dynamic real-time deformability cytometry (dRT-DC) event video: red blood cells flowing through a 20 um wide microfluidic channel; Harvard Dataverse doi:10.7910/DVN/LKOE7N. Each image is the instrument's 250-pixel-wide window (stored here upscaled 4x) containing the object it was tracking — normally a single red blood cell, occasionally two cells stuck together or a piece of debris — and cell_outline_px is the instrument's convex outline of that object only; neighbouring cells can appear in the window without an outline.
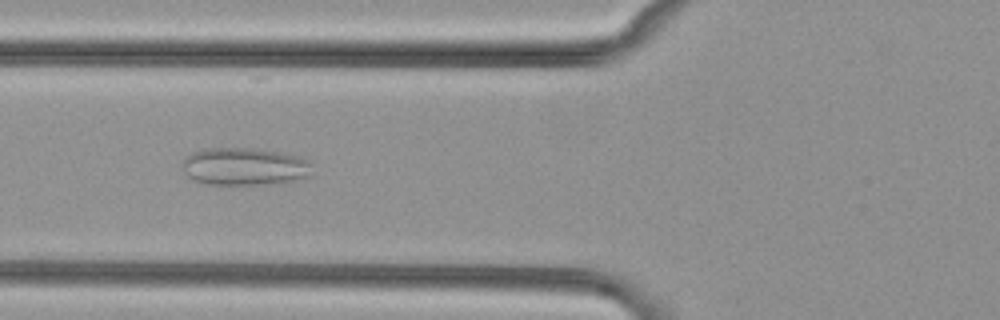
{"species": "common noctule bat (a hibernating species)", "species_latin": "Nyctalus noctula", "temperature_condition": "cold", "stored_images_in_passage": 48, "camera_frame_rate_fps": 3000, "um_per_image_px": 0.085, "animal": {"sex": "female", "body_mass_g": 29.2, "forearm_length_mm": 56.3}, "frame": {"image": 1, "passage_image": 15, "time_ms": 4.667, "image_size_px": [1000, 320], "cell_outline_px": [[312, 176], [284, 184], [208, 184], [196, 180], [188, 176], [184, 172], [184, 156], [192, 152], [204, 148], [256, 148], [280, 152], [300, 156], [312, 160]], "centroid_in_image_um": [20.89, 14.15], "position_along_channel_um": 104.9, "area_um2": 29.07}}
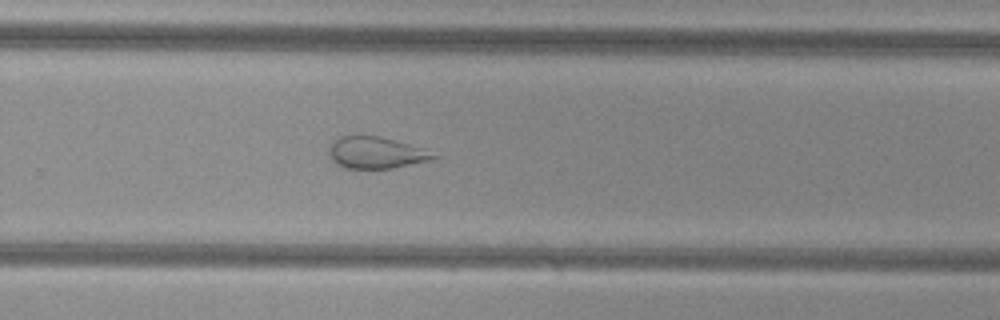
{"frame": {"image": 2, "passage_image": 30, "time_ms": 9.667, "image_size_px": [1000, 320], "cell_outline_px": [[444, 156], [432, 160], [392, 168], [344, 168], [336, 164], [328, 156], [328, 148], [340, 136], [380, 136], [424, 148]], "centroid_in_image_um": [32.02, 12.99], "position_along_channel_um": 297.8, "area_um2": 19.48}}
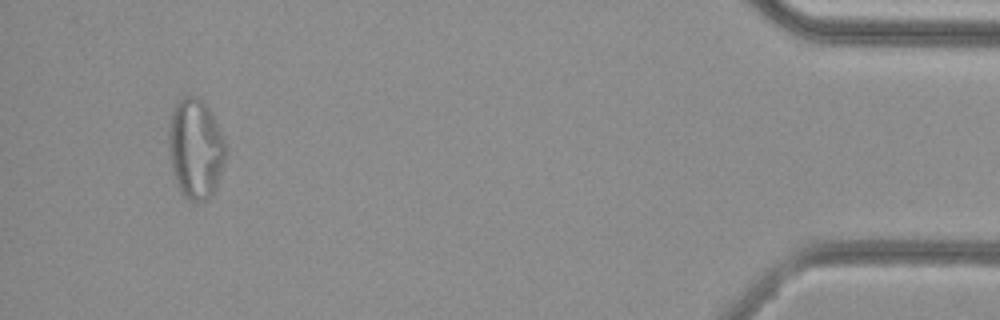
{"frame": {"image": 3, "passage_image": 45, "time_ms": 14.667, "image_size_px": [1000, 320], "cell_outline_px": [[228, 152], [216, 188], [204, 200], [196, 204], [188, 200], [180, 192], [176, 184], [172, 172], [168, 156], [168, 124], [172, 108], [180, 96], [196, 96], [204, 100], [228, 144]], "centroid_in_image_um": [16.61, 12.62], "position_along_channel_um": 418.6, "area_um2": 34.39}, "authors_computed_cell_mechanics": {"area_um2": 29.0734, "velocity_mm_per_s": 3.8565, "shape_relaxation_time_tau1_ms": null, "shape_relaxation_time_tau2_ms": 1.2746, "deformation_change_tau1": null, "deformation_change_tau2": 0.0907}}